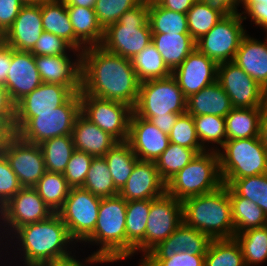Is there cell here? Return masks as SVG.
Masks as SVG:
<instances>
[{
    "instance_id": "25",
    "label": "cell",
    "mask_w": 267,
    "mask_h": 266,
    "mask_svg": "<svg viewBox=\"0 0 267 266\" xmlns=\"http://www.w3.org/2000/svg\"><path fill=\"white\" fill-rule=\"evenodd\" d=\"M72 138L75 150L93 157L104 156L118 141L80 113L74 123Z\"/></svg>"
},
{
    "instance_id": "43",
    "label": "cell",
    "mask_w": 267,
    "mask_h": 266,
    "mask_svg": "<svg viewBox=\"0 0 267 266\" xmlns=\"http://www.w3.org/2000/svg\"><path fill=\"white\" fill-rule=\"evenodd\" d=\"M238 196L249 199L267 216V173L239 179H222Z\"/></svg>"
},
{
    "instance_id": "47",
    "label": "cell",
    "mask_w": 267,
    "mask_h": 266,
    "mask_svg": "<svg viewBox=\"0 0 267 266\" xmlns=\"http://www.w3.org/2000/svg\"><path fill=\"white\" fill-rule=\"evenodd\" d=\"M142 0H97L94 11L102 28L105 30L114 24L129 9Z\"/></svg>"
},
{
    "instance_id": "4",
    "label": "cell",
    "mask_w": 267,
    "mask_h": 266,
    "mask_svg": "<svg viewBox=\"0 0 267 266\" xmlns=\"http://www.w3.org/2000/svg\"><path fill=\"white\" fill-rule=\"evenodd\" d=\"M19 241L18 250L23 251L24 266H39L41 263L70 254L68 244L74 241L58 213L48 219L31 223L11 232Z\"/></svg>"
},
{
    "instance_id": "49",
    "label": "cell",
    "mask_w": 267,
    "mask_h": 266,
    "mask_svg": "<svg viewBox=\"0 0 267 266\" xmlns=\"http://www.w3.org/2000/svg\"><path fill=\"white\" fill-rule=\"evenodd\" d=\"M22 187L8 159L0 152V209L16 195Z\"/></svg>"
},
{
    "instance_id": "14",
    "label": "cell",
    "mask_w": 267,
    "mask_h": 266,
    "mask_svg": "<svg viewBox=\"0 0 267 266\" xmlns=\"http://www.w3.org/2000/svg\"><path fill=\"white\" fill-rule=\"evenodd\" d=\"M53 214L54 212L43 201L34 187H22L0 209V219L3 220L0 225L3 226L5 223L4 233L8 230L10 236L11 231L15 232L24 225L48 219ZM5 227L7 228L5 229Z\"/></svg>"
},
{
    "instance_id": "15",
    "label": "cell",
    "mask_w": 267,
    "mask_h": 266,
    "mask_svg": "<svg viewBox=\"0 0 267 266\" xmlns=\"http://www.w3.org/2000/svg\"><path fill=\"white\" fill-rule=\"evenodd\" d=\"M23 187H34L46 172L39 144L22 140L13 133L1 151Z\"/></svg>"
},
{
    "instance_id": "59",
    "label": "cell",
    "mask_w": 267,
    "mask_h": 266,
    "mask_svg": "<svg viewBox=\"0 0 267 266\" xmlns=\"http://www.w3.org/2000/svg\"><path fill=\"white\" fill-rule=\"evenodd\" d=\"M260 139L267 150V102L262 107L260 119Z\"/></svg>"
},
{
    "instance_id": "7",
    "label": "cell",
    "mask_w": 267,
    "mask_h": 266,
    "mask_svg": "<svg viewBox=\"0 0 267 266\" xmlns=\"http://www.w3.org/2000/svg\"><path fill=\"white\" fill-rule=\"evenodd\" d=\"M222 185L218 153L207 150L198 154L166 182V193L183 201L215 191Z\"/></svg>"
},
{
    "instance_id": "31",
    "label": "cell",
    "mask_w": 267,
    "mask_h": 266,
    "mask_svg": "<svg viewBox=\"0 0 267 266\" xmlns=\"http://www.w3.org/2000/svg\"><path fill=\"white\" fill-rule=\"evenodd\" d=\"M41 16L43 31L64 39L75 49V32L62 0H43Z\"/></svg>"
},
{
    "instance_id": "19",
    "label": "cell",
    "mask_w": 267,
    "mask_h": 266,
    "mask_svg": "<svg viewBox=\"0 0 267 266\" xmlns=\"http://www.w3.org/2000/svg\"><path fill=\"white\" fill-rule=\"evenodd\" d=\"M211 240L207 234L182 222L171 235L158 243L142 259H167L181 252L205 255Z\"/></svg>"
},
{
    "instance_id": "32",
    "label": "cell",
    "mask_w": 267,
    "mask_h": 266,
    "mask_svg": "<svg viewBox=\"0 0 267 266\" xmlns=\"http://www.w3.org/2000/svg\"><path fill=\"white\" fill-rule=\"evenodd\" d=\"M262 107L233 108L225 116L227 141L260 137Z\"/></svg>"
},
{
    "instance_id": "22",
    "label": "cell",
    "mask_w": 267,
    "mask_h": 266,
    "mask_svg": "<svg viewBox=\"0 0 267 266\" xmlns=\"http://www.w3.org/2000/svg\"><path fill=\"white\" fill-rule=\"evenodd\" d=\"M76 55L77 59L74 62L69 55L35 56V64L42 82L60 84L69 87L74 93L80 92L81 52Z\"/></svg>"
},
{
    "instance_id": "38",
    "label": "cell",
    "mask_w": 267,
    "mask_h": 266,
    "mask_svg": "<svg viewBox=\"0 0 267 266\" xmlns=\"http://www.w3.org/2000/svg\"><path fill=\"white\" fill-rule=\"evenodd\" d=\"M240 244L245 266H255L267 260V225L235 234Z\"/></svg>"
},
{
    "instance_id": "27",
    "label": "cell",
    "mask_w": 267,
    "mask_h": 266,
    "mask_svg": "<svg viewBox=\"0 0 267 266\" xmlns=\"http://www.w3.org/2000/svg\"><path fill=\"white\" fill-rule=\"evenodd\" d=\"M66 9L75 32V50L82 52L86 47L101 45L104 29L94 8L66 6Z\"/></svg>"
},
{
    "instance_id": "57",
    "label": "cell",
    "mask_w": 267,
    "mask_h": 266,
    "mask_svg": "<svg viewBox=\"0 0 267 266\" xmlns=\"http://www.w3.org/2000/svg\"><path fill=\"white\" fill-rule=\"evenodd\" d=\"M179 115L180 114L167 113L163 116L152 117L149 121L153 123L160 131L168 135L175 125V122Z\"/></svg>"
},
{
    "instance_id": "1",
    "label": "cell",
    "mask_w": 267,
    "mask_h": 266,
    "mask_svg": "<svg viewBox=\"0 0 267 266\" xmlns=\"http://www.w3.org/2000/svg\"><path fill=\"white\" fill-rule=\"evenodd\" d=\"M81 62L79 94L135 106L141 82L130 59L111 53L98 45L86 47L81 52Z\"/></svg>"
},
{
    "instance_id": "10",
    "label": "cell",
    "mask_w": 267,
    "mask_h": 266,
    "mask_svg": "<svg viewBox=\"0 0 267 266\" xmlns=\"http://www.w3.org/2000/svg\"><path fill=\"white\" fill-rule=\"evenodd\" d=\"M242 14L228 12L203 37L196 41V49L217 64L233 61L240 42L247 33Z\"/></svg>"
},
{
    "instance_id": "52",
    "label": "cell",
    "mask_w": 267,
    "mask_h": 266,
    "mask_svg": "<svg viewBox=\"0 0 267 266\" xmlns=\"http://www.w3.org/2000/svg\"><path fill=\"white\" fill-rule=\"evenodd\" d=\"M22 6L19 0H0V38L12 26Z\"/></svg>"
},
{
    "instance_id": "36",
    "label": "cell",
    "mask_w": 267,
    "mask_h": 266,
    "mask_svg": "<svg viewBox=\"0 0 267 266\" xmlns=\"http://www.w3.org/2000/svg\"><path fill=\"white\" fill-rule=\"evenodd\" d=\"M48 172L63 173L75 151L72 135L47 139L39 144Z\"/></svg>"
},
{
    "instance_id": "24",
    "label": "cell",
    "mask_w": 267,
    "mask_h": 266,
    "mask_svg": "<svg viewBox=\"0 0 267 266\" xmlns=\"http://www.w3.org/2000/svg\"><path fill=\"white\" fill-rule=\"evenodd\" d=\"M74 92L67 86L42 83L15 104V116H37L63 105Z\"/></svg>"
},
{
    "instance_id": "53",
    "label": "cell",
    "mask_w": 267,
    "mask_h": 266,
    "mask_svg": "<svg viewBox=\"0 0 267 266\" xmlns=\"http://www.w3.org/2000/svg\"><path fill=\"white\" fill-rule=\"evenodd\" d=\"M0 120L14 131L15 103L11 100L7 88L0 85Z\"/></svg>"
},
{
    "instance_id": "55",
    "label": "cell",
    "mask_w": 267,
    "mask_h": 266,
    "mask_svg": "<svg viewBox=\"0 0 267 266\" xmlns=\"http://www.w3.org/2000/svg\"><path fill=\"white\" fill-rule=\"evenodd\" d=\"M12 48L0 39V85L5 86L7 74L11 67Z\"/></svg>"
},
{
    "instance_id": "33",
    "label": "cell",
    "mask_w": 267,
    "mask_h": 266,
    "mask_svg": "<svg viewBox=\"0 0 267 266\" xmlns=\"http://www.w3.org/2000/svg\"><path fill=\"white\" fill-rule=\"evenodd\" d=\"M115 187L120 191L139 161L128 141H118L104 156Z\"/></svg>"
},
{
    "instance_id": "44",
    "label": "cell",
    "mask_w": 267,
    "mask_h": 266,
    "mask_svg": "<svg viewBox=\"0 0 267 266\" xmlns=\"http://www.w3.org/2000/svg\"><path fill=\"white\" fill-rule=\"evenodd\" d=\"M198 154L190 148L171 143L155 161L161 179L166 183Z\"/></svg>"
},
{
    "instance_id": "60",
    "label": "cell",
    "mask_w": 267,
    "mask_h": 266,
    "mask_svg": "<svg viewBox=\"0 0 267 266\" xmlns=\"http://www.w3.org/2000/svg\"><path fill=\"white\" fill-rule=\"evenodd\" d=\"M223 7L227 12H238L237 6L242 4L243 0H203Z\"/></svg>"
},
{
    "instance_id": "28",
    "label": "cell",
    "mask_w": 267,
    "mask_h": 266,
    "mask_svg": "<svg viewBox=\"0 0 267 266\" xmlns=\"http://www.w3.org/2000/svg\"><path fill=\"white\" fill-rule=\"evenodd\" d=\"M233 109L231 100L216 81L187 98L186 112L192 116L215 115L224 117Z\"/></svg>"
},
{
    "instance_id": "30",
    "label": "cell",
    "mask_w": 267,
    "mask_h": 266,
    "mask_svg": "<svg viewBox=\"0 0 267 266\" xmlns=\"http://www.w3.org/2000/svg\"><path fill=\"white\" fill-rule=\"evenodd\" d=\"M152 43L171 72L196 49V42L190 34H152Z\"/></svg>"
},
{
    "instance_id": "63",
    "label": "cell",
    "mask_w": 267,
    "mask_h": 266,
    "mask_svg": "<svg viewBox=\"0 0 267 266\" xmlns=\"http://www.w3.org/2000/svg\"><path fill=\"white\" fill-rule=\"evenodd\" d=\"M257 2L267 4V0H243L242 5H243V8L246 10L252 3H257Z\"/></svg>"
},
{
    "instance_id": "21",
    "label": "cell",
    "mask_w": 267,
    "mask_h": 266,
    "mask_svg": "<svg viewBox=\"0 0 267 266\" xmlns=\"http://www.w3.org/2000/svg\"><path fill=\"white\" fill-rule=\"evenodd\" d=\"M10 66L5 87L16 104L43 82L35 64V56L30 51L12 49Z\"/></svg>"
},
{
    "instance_id": "3",
    "label": "cell",
    "mask_w": 267,
    "mask_h": 266,
    "mask_svg": "<svg viewBox=\"0 0 267 266\" xmlns=\"http://www.w3.org/2000/svg\"><path fill=\"white\" fill-rule=\"evenodd\" d=\"M183 223L211 239H231L235 227L231 217L229 186L182 201Z\"/></svg>"
},
{
    "instance_id": "20",
    "label": "cell",
    "mask_w": 267,
    "mask_h": 266,
    "mask_svg": "<svg viewBox=\"0 0 267 266\" xmlns=\"http://www.w3.org/2000/svg\"><path fill=\"white\" fill-rule=\"evenodd\" d=\"M43 32L41 2L21 7L12 26L0 38L14 50L31 51Z\"/></svg>"
},
{
    "instance_id": "54",
    "label": "cell",
    "mask_w": 267,
    "mask_h": 266,
    "mask_svg": "<svg viewBox=\"0 0 267 266\" xmlns=\"http://www.w3.org/2000/svg\"><path fill=\"white\" fill-rule=\"evenodd\" d=\"M247 14L242 16L244 20L250 17L251 22L253 21L256 26H261L264 31L267 33V4L266 3H252L244 12L241 13ZM248 16V17H246Z\"/></svg>"
},
{
    "instance_id": "13",
    "label": "cell",
    "mask_w": 267,
    "mask_h": 266,
    "mask_svg": "<svg viewBox=\"0 0 267 266\" xmlns=\"http://www.w3.org/2000/svg\"><path fill=\"white\" fill-rule=\"evenodd\" d=\"M217 82L233 108L263 107L267 102V91L233 61L218 64Z\"/></svg>"
},
{
    "instance_id": "40",
    "label": "cell",
    "mask_w": 267,
    "mask_h": 266,
    "mask_svg": "<svg viewBox=\"0 0 267 266\" xmlns=\"http://www.w3.org/2000/svg\"><path fill=\"white\" fill-rule=\"evenodd\" d=\"M34 188L54 213H57L63 207L71 190V186L63 173L48 171L44 173Z\"/></svg>"
},
{
    "instance_id": "17",
    "label": "cell",
    "mask_w": 267,
    "mask_h": 266,
    "mask_svg": "<svg viewBox=\"0 0 267 266\" xmlns=\"http://www.w3.org/2000/svg\"><path fill=\"white\" fill-rule=\"evenodd\" d=\"M218 64L197 49L172 72L184 96L199 92L217 81Z\"/></svg>"
},
{
    "instance_id": "35",
    "label": "cell",
    "mask_w": 267,
    "mask_h": 266,
    "mask_svg": "<svg viewBox=\"0 0 267 266\" xmlns=\"http://www.w3.org/2000/svg\"><path fill=\"white\" fill-rule=\"evenodd\" d=\"M229 198L235 234L241 233L247 229L267 225V216L257 204L249 199L238 196L230 187Z\"/></svg>"
},
{
    "instance_id": "64",
    "label": "cell",
    "mask_w": 267,
    "mask_h": 266,
    "mask_svg": "<svg viewBox=\"0 0 267 266\" xmlns=\"http://www.w3.org/2000/svg\"><path fill=\"white\" fill-rule=\"evenodd\" d=\"M23 5L27 4H38L42 2L43 0H19Z\"/></svg>"
},
{
    "instance_id": "26",
    "label": "cell",
    "mask_w": 267,
    "mask_h": 266,
    "mask_svg": "<svg viewBox=\"0 0 267 266\" xmlns=\"http://www.w3.org/2000/svg\"><path fill=\"white\" fill-rule=\"evenodd\" d=\"M233 62L267 91V37L261 42L246 33Z\"/></svg>"
},
{
    "instance_id": "39",
    "label": "cell",
    "mask_w": 267,
    "mask_h": 266,
    "mask_svg": "<svg viewBox=\"0 0 267 266\" xmlns=\"http://www.w3.org/2000/svg\"><path fill=\"white\" fill-rule=\"evenodd\" d=\"M131 61L140 82L166 78L172 75L152 42Z\"/></svg>"
},
{
    "instance_id": "62",
    "label": "cell",
    "mask_w": 267,
    "mask_h": 266,
    "mask_svg": "<svg viewBox=\"0 0 267 266\" xmlns=\"http://www.w3.org/2000/svg\"><path fill=\"white\" fill-rule=\"evenodd\" d=\"M66 6L94 8L97 0H62Z\"/></svg>"
},
{
    "instance_id": "5",
    "label": "cell",
    "mask_w": 267,
    "mask_h": 266,
    "mask_svg": "<svg viewBox=\"0 0 267 266\" xmlns=\"http://www.w3.org/2000/svg\"><path fill=\"white\" fill-rule=\"evenodd\" d=\"M151 42L149 0H142L104 30L100 46L111 53L132 60Z\"/></svg>"
},
{
    "instance_id": "11",
    "label": "cell",
    "mask_w": 267,
    "mask_h": 266,
    "mask_svg": "<svg viewBox=\"0 0 267 266\" xmlns=\"http://www.w3.org/2000/svg\"><path fill=\"white\" fill-rule=\"evenodd\" d=\"M101 198L82 187H71L63 207L57 212L75 242L83 241L94 231Z\"/></svg>"
},
{
    "instance_id": "23",
    "label": "cell",
    "mask_w": 267,
    "mask_h": 266,
    "mask_svg": "<svg viewBox=\"0 0 267 266\" xmlns=\"http://www.w3.org/2000/svg\"><path fill=\"white\" fill-rule=\"evenodd\" d=\"M166 192L155 162L139 160L119 195L126 201L155 199Z\"/></svg>"
},
{
    "instance_id": "18",
    "label": "cell",
    "mask_w": 267,
    "mask_h": 266,
    "mask_svg": "<svg viewBox=\"0 0 267 266\" xmlns=\"http://www.w3.org/2000/svg\"><path fill=\"white\" fill-rule=\"evenodd\" d=\"M129 144L136 157L142 161H153L168 148L170 139L149 120L137 116L134 112L130 118Z\"/></svg>"
},
{
    "instance_id": "42",
    "label": "cell",
    "mask_w": 267,
    "mask_h": 266,
    "mask_svg": "<svg viewBox=\"0 0 267 266\" xmlns=\"http://www.w3.org/2000/svg\"><path fill=\"white\" fill-rule=\"evenodd\" d=\"M82 188L100 198L119 195L104 157H94Z\"/></svg>"
},
{
    "instance_id": "29",
    "label": "cell",
    "mask_w": 267,
    "mask_h": 266,
    "mask_svg": "<svg viewBox=\"0 0 267 266\" xmlns=\"http://www.w3.org/2000/svg\"><path fill=\"white\" fill-rule=\"evenodd\" d=\"M150 211V199L127 201L125 231L127 236V258L143 252L145 256V229Z\"/></svg>"
},
{
    "instance_id": "61",
    "label": "cell",
    "mask_w": 267,
    "mask_h": 266,
    "mask_svg": "<svg viewBox=\"0 0 267 266\" xmlns=\"http://www.w3.org/2000/svg\"><path fill=\"white\" fill-rule=\"evenodd\" d=\"M12 134L13 131L2 120H0V152Z\"/></svg>"
},
{
    "instance_id": "51",
    "label": "cell",
    "mask_w": 267,
    "mask_h": 266,
    "mask_svg": "<svg viewBox=\"0 0 267 266\" xmlns=\"http://www.w3.org/2000/svg\"><path fill=\"white\" fill-rule=\"evenodd\" d=\"M204 257L181 252L167 259H141L139 266H204Z\"/></svg>"
},
{
    "instance_id": "48",
    "label": "cell",
    "mask_w": 267,
    "mask_h": 266,
    "mask_svg": "<svg viewBox=\"0 0 267 266\" xmlns=\"http://www.w3.org/2000/svg\"><path fill=\"white\" fill-rule=\"evenodd\" d=\"M93 158V156L78 150L72 153L63 172V176L71 187L83 186Z\"/></svg>"
},
{
    "instance_id": "9",
    "label": "cell",
    "mask_w": 267,
    "mask_h": 266,
    "mask_svg": "<svg viewBox=\"0 0 267 266\" xmlns=\"http://www.w3.org/2000/svg\"><path fill=\"white\" fill-rule=\"evenodd\" d=\"M186 103L187 98L171 75L141 82L133 112L147 120L167 113L181 115L186 112Z\"/></svg>"
},
{
    "instance_id": "46",
    "label": "cell",
    "mask_w": 267,
    "mask_h": 266,
    "mask_svg": "<svg viewBox=\"0 0 267 266\" xmlns=\"http://www.w3.org/2000/svg\"><path fill=\"white\" fill-rule=\"evenodd\" d=\"M168 137L171 143L193 149L197 154L205 152L198 139L193 116L187 112L178 116Z\"/></svg>"
},
{
    "instance_id": "16",
    "label": "cell",
    "mask_w": 267,
    "mask_h": 266,
    "mask_svg": "<svg viewBox=\"0 0 267 266\" xmlns=\"http://www.w3.org/2000/svg\"><path fill=\"white\" fill-rule=\"evenodd\" d=\"M183 222L182 201L168 193L150 200L145 229V255L171 235Z\"/></svg>"
},
{
    "instance_id": "50",
    "label": "cell",
    "mask_w": 267,
    "mask_h": 266,
    "mask_svg": "<svg viewBox=\"0 0 267 266\" xmlns=\"http://www.w3.org/2000/svg\"><path fill=\"white\" fill-rule=\"evenodd\" d=\"M67 50L72 52H80L75 50L67 41L50 33L43 31L35 46L30 51L34 56H55L68 55Z\"/></svg>"
},
{
    "instance_id": "2",
    "label": "cell",
    "mask_w": 267,
    "mask_h": 266,
    "mask_svg": "<svg viewBox=\"0 0 267 266\" xmlns=\"http://www.w3.org/2000/svg\"><path fill=\"white\" fill-rule=\"evenodd\" d=\"M126 205L127 201L120 195L101 198L95 229L83 241L101 247L86 258L85 264H107L127 259Z\"/></svg>"
},
{
    "instance_id": "41",
    "label": "cell",
    "mask_w": 267,
    "mask_h": 266,
    "mask_svg": "<svg viewBox=\"0 0 267 266\" xmlns=\"http://www.w3.org/2000/svg\"><path fill=\"white\" fill-rule=\"evenodd\" d=\"M204 266H245L240 244L235 238L212 239L204 257Z\"/></svg>"
},
{
    "instance_id": "12",
    "label": "cell",
    "mask_w": 267,
    "mask_h": 266,
    "mask_svg": "<svg viewBox=\"0 0 267 266\" xmlns=\"http://www.w3.org/2000/svg\"><path fill=\"white\" fill-rule=\"evenodd\" d=\"M81 113L117 141H127L133 107L87 94H80Z\"/></svg>"
},
{
    "instance_id": "45",
    "label": "cell",
    "mask_w": 267,
    "mask_h": 266,
    "mask_svg": "<svg viewBox=\"0 0 267 266\" xmlns=\"http://www.w3.org/2000/svg\"><path fill=\"white\" fill-rule=\"evenodd\" d=\"M196 133L202 148L206 150V142L216 143L221 147L227 141L225 118L215 115L193 116Z\"/></svg>"
},
{
    "instance_id": "34",
    "label": "cell",
    "mask_w": 267,
    "mask_h": 266,
    "mask_svg": "<svg viewBox=\"0 0 267 266\" xmlns=\"http://www.w3.org/2000/svg\"><path fill=\"white\" fill-rule=\"evenodd\" d=\"M228 12L221 6L196 0L187 12L188 31L196 42Z\"/></svg>"
},
{
    "instance_id": "56",
    "label": "cell",
    "mask_w": 267,
    "mask_h": 266,
    "mask_svg": "<svg viewBox=\"0 0 267 266\" xmlns=\"http://www.w3.org/2000/svg\"><path fill=\"white\" fill-rule=\"evenodd\" d=\"M159 6L171 11L187 14L196 0H154Z\"/></svg>"
},
{
    "instance_id": "58",
    "label": "cell",
    "mask_w": 267,
    "mask_h": 266,
    "mask_svg": "<svg viewBox=\"0 0 267 266\" xmlns=\"http://www.w3.org/2000/svg\"><path fill=\"white\" fill-rule=\"evenodd\" d=\"M71 254L43 262L39 266H87L76 260V257Z\"/></svg>"
},
{
    "instance_id": "6",
    "label": "cell",
    "mask_w": 267,
    "mask_h": 266,
    "mask_svg": "<svg viewBox=\"0 0 267 266\" xmlns=\"http://www.w3.org/2000/svg\"><path fill=\"white\" fill-rule=\"evenodd\" d=\"M80 113L81 101L77 92L53 111L37 113V116H15L13 133L33 144H40L54 137L72 135L75 120Z\"/></svg>"
},
{
    "instance_id": "37",
    "label": "cell",
    "mask_w": 267,
    "mask_h": 266,
    "mask_svg": "<svg viewBox=\"0 0 267 266\" xmlns=\"http://www.w3.org/2000/svg\"><path fill=\"white\" fill-rule=\"evenodd\" d=\"M149 24L152 34H189L187 14L168 10L149 0Z\"/></svg>"
},
{
    "instance_id": "8",
    "label": "cell",
    "mask_w": 267,
    "mask_h": 266,
    "mask_svg": "<svg viewBox=\"0 0 267 266\" xmlns=\"http://www.w3.org/2000/svg\"><path fill=\"white\" fill-rule=\"evenodd\" d=\"M222 152L217 147L219 169L222 179H239L267 173V150L260 137L228 140L222 146Z\"/></svg>"
}]
</instances>
